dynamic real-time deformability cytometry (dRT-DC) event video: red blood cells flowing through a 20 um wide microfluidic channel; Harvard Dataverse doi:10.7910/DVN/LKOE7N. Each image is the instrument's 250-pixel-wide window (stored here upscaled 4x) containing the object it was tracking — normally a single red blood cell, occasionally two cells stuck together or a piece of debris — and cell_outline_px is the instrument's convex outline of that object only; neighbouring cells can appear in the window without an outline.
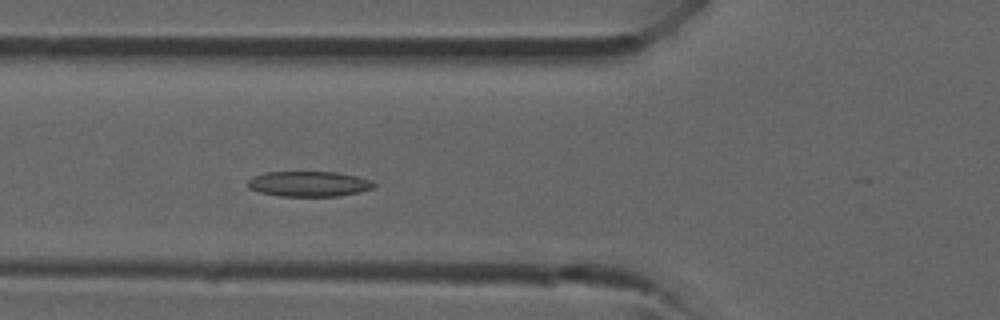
{"species": "common noctule bat (a hibernating species)", "species_latin": "Nyctalus noctula", "temperature_condition": "room temperature", "stored_images_in_passage": 19, "camera_frame_rate_fps": 3000, "um_per_image_px": 0.085, "animal": {"sex": "male", "forearm_length_mm": 52.5}, "frame": {"image": 1, "passage_image": 11, "time_ms": 3.333, "image_size_px": [1000, 320], "cell_outline_px": [[376, 188], [360, 192], [336, 196], [280, 196], [260, 192], [248, 188], [248, 180], [252, 176], [264, 172], [336, 172], [356, 176], [372, 180], [376, 184]], "centroid_in_image_um": [26.27, 15.63], "position_along_channel_um": 99.5, "area_um2": 18.73}}
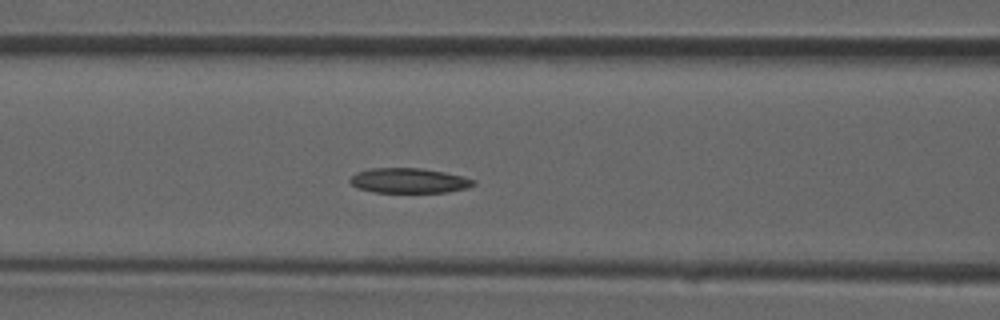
{"frame": {"image": 2, "passage_image": 13, "time_ms": 4.0, "image_size_px": [1000, 320], "cell_outline_px": [[476, 184], [468, 188], [448, 192], [372, 192], [356, 188], [348, 180], [356, 172], [368, 168], [420, 168], [444, 172], [464, 176], [476, 180]], "centroid_in_image_um": [34.76, 15.35], "position_along_channel_um": 131.8, "area_um2": 18.15}}
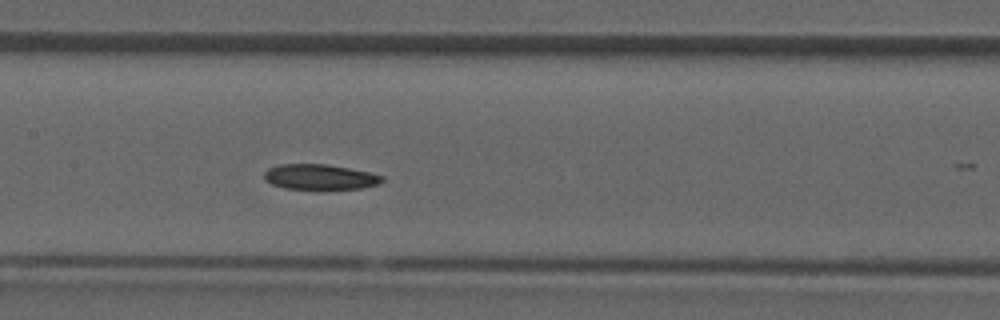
{"frame": {"image": 3, "passage_image": 16, "time_ms": 5.0, "image_size_px": [1000, 320], "cell_outline_px": [[384, 180], [380, 184], [360, 188], [316, 192], [284, 188], [272, 184], [264, 180], [264, 172], [268, 168], [280, 164], [324, 164], [348, 168], [368, 172], [384, 176]], "centroid_in_image_um": [27.17, 15.09], "position_along_channel_um": 180.2, "area_um2": 18.21}}